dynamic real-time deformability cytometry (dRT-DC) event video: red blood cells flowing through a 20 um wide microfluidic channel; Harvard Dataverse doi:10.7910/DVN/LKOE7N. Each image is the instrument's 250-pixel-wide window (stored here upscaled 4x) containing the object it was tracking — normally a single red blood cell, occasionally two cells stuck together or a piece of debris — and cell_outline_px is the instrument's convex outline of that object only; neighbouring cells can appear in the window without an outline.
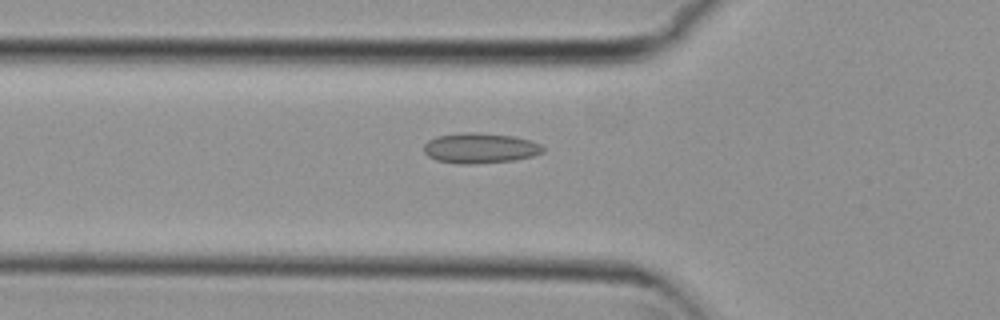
{"species": "common noctule bat (a hibernating species)", "species_latin": "Nyctalus noctula", "temperature_condition": "cold", "stored_images_in_passage": 44, "camera_frame_rate_fps": 3000, "um_per_image_px": 0.085, "animal": {"sex": "female", "body_mass_g": 29.2, "forearm_length_mm": 56.3}, "frame": {"image": 1, "passage_image": 8, "time_ms": 2.333, "image_size_px": [1000, 320], "cell_outline_px": [[544, 152], [532, 156], [516, 160], [476, 164], [456, 164], [436, 160], [428, 156], [424, 152], [424, 144], [428, 140], [436, 136], [464, 132], [476, 132], [512, 136], [528, 140], [540, 144], [544, 148]], "centroid_in_image_um": [40.78, 12.6], "position_along_channel_um": 85.0, "area_um2": 21.15}}
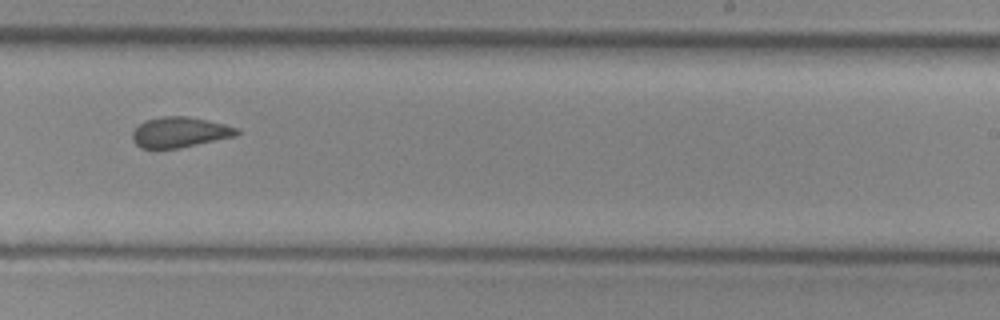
{"frame": {"image": 2, "passage_image": 23, "time_ms": 7.333, "image_size_px": [1000, 320], "cell_outline_px": [[240, 132], [236, 136], [180, 148], [156, 152], [140, 148], [132, 140], [132, 132], [140, 124], [148, 120], [160, 116], [188, 116], [224, 124], [240, 128]], "centroid_in_image_um": [15.25, 11.28], "position_along_channel_um": 273.8, "area_um2": 19.07}}
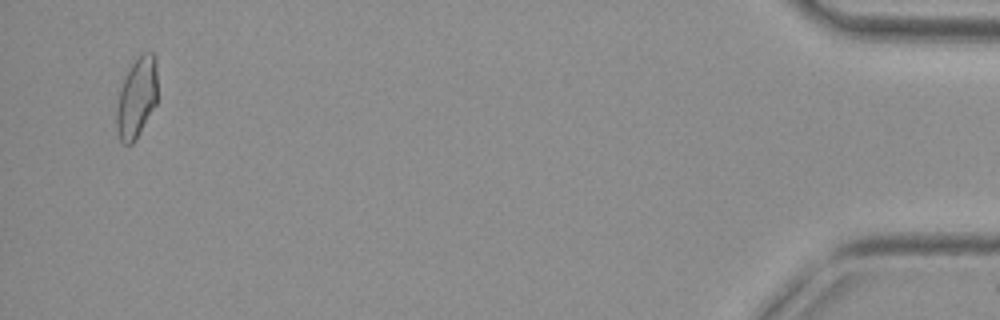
{"frame": {"image": 3, "passage_image": 42, "time_ms": 13.667, "image_size_px": [1000, 320], "cell_outline_px": [[156, 104], [136, 140], [132, 144], [124, 144], [120, 140], [116, 124], [116, 108], [120, 88], [124, 76], [128, 68], [140, 52], [152, 52], [156, 56]], "centroid_in_image_um": [11.61, 8.27], "position_along_channel_um": 423.6, "area_um2": 19.42}, "authors_computed_cell_mechanics": {"area_um2": 19.2474, "velocity_mm_per_s": 3.7636, "shape_relaxation_time_tau1_ms": null, "shape_relaxation_time_tau2_ms": 1.986, "deformation_change_tau1": null, "deformation_change_tau2": 0.0764}}